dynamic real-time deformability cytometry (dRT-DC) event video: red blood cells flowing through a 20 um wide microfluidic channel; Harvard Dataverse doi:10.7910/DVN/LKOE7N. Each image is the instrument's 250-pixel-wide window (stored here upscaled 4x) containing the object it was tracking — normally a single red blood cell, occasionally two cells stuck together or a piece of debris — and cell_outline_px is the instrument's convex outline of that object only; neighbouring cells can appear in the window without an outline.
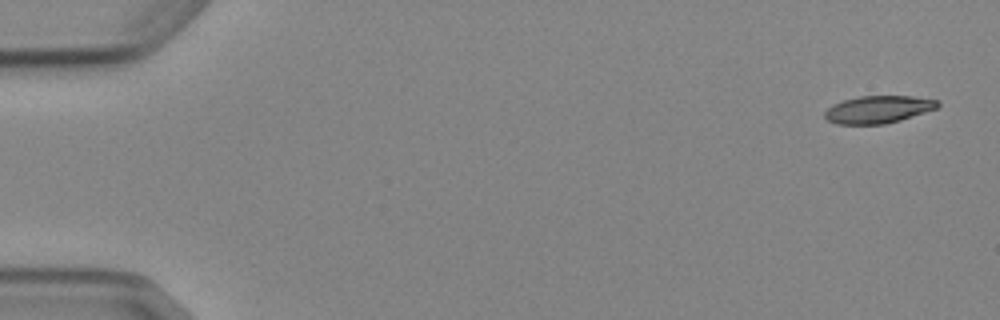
{"species": "Egyptian fruit bat (a non-hibernating species)", "species_latin": "Rousettus aegyptiacus", "temperature_condition": "cold", "stored_images_in_passage": 5, "camera_frame_rate_fps": 3000, "um_per_image_px": 0.085, "animal": {"sex": "female"}, "frame": {"image": 1, "passage_image": 1, "time_ms": 0.0, "image_size_px": [1000, 320], "cell_outline_px": [[940, 104], [936, 108], [900, 120], [884, 124], [836, 124], [828, 120], [824, 116], [824, 112], [832, 104], [844, 100], [860, 96], [912, 96], [940, 100]], "centroid_in_image_um": [74.64, 9.3], "position_along_channel_um": 10.4, "area_um2": 17.98}}
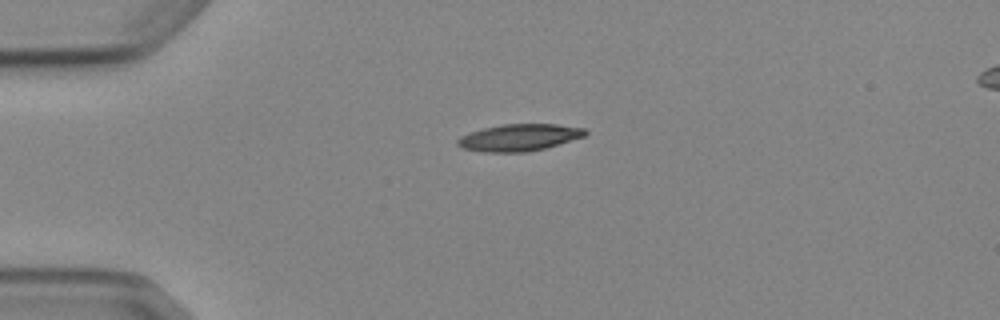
{"frame": {"image": 2, "passage_image": 4, "time_ms": 3.667, "image_size_px": [1000, 320], "cell_outline_px": [[588, 132], [584, 136], [544, 148], [528, 152], [484, 152], [460, 148], [456, 144], [456, 140], [460, 136], [468, 132], [484, 128], [504, 124], [556, 124], [584, 128]], "centroid_in_image_um": [44.07, 11.69], "position_along_channel_um": 40.9, "area_um2": 20.0}}